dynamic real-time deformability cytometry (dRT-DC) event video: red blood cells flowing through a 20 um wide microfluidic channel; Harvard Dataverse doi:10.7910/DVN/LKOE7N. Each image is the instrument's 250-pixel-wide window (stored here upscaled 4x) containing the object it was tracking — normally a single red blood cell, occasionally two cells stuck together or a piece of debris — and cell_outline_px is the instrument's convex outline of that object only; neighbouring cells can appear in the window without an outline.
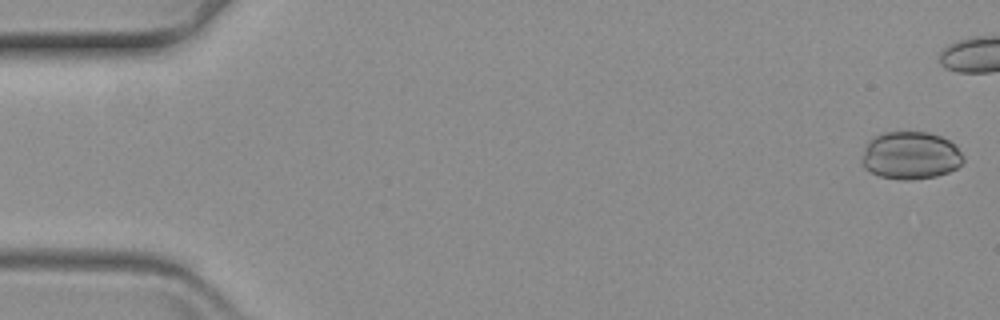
{"species": "common noctule bat (a hibernating species)", "species_latin": "Nyctalus noctula", "temperature_condition": "warm", "stored_images_in_passage": 49, "camera_frame_rate_fps": 3000, "um_per_image_px": 0.085, "animal": {"sex": "female", "body_mass_g": 19.3, "forearm_length_mm": 54.1}, "frame": {"image": 1, "passage_image": 2, "time_ms": 0.333, "image_size_px": [1000, 320], "cell_outline_px": [[964, 160], [956, 168], [948, 172], [936, 176], [912, 180], [900, 180], [880, 176], [864, 168], [860, 160], [864, 148], [868, 140], [872, 136], [884, 132], [928, 132], [940, 136], [948, 140], [964, 156]], "centroid_in_image_um": [77.34, 13.21], "position_along_channel_um": 7.7, "area_um2": 28.32}}
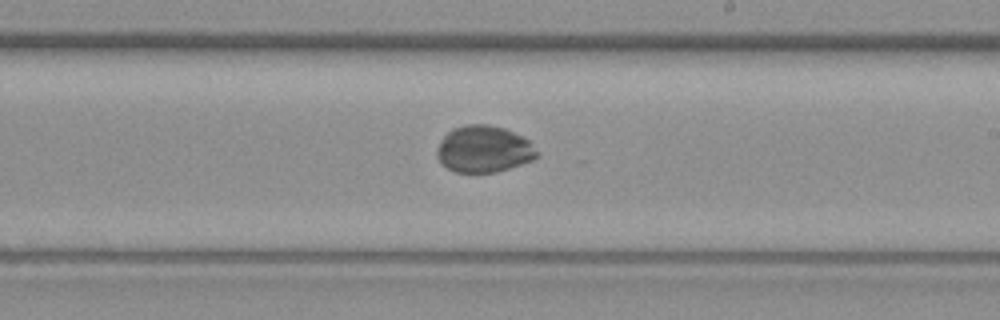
{"frame": {"image": 2, "passage_image": 36, "time_ms": 11.667, "image_size_px": [1000, 320], "cell_outline_px": [[540, 156], [532, 160], [496, 172], [456, 172], [448, 168], [436, 156], [436, 152], [440, 140], [452, 128], [464, 124], [488, 124], [504, 128], [524, 136], [540, 152]], "centroid_in_image_um": [41.15, 12.65], "position_along_channel_um": 247.9, "area_um2": 27.34}}
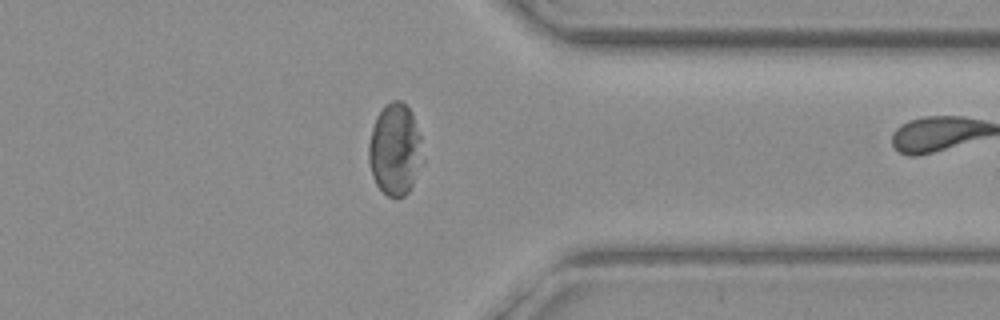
{"frame": {"image": 3, "passage_image": 48, "time_ms": 15.667, "image_size_px": [1000, 320], "cell_outline_px": [[424, 164], [408, 192], [404, 196], [388, 196], [376, 184], [372, 176], [368, 160], [368, 144], [372, 128], [376, 116], [384, 104], [392, 100], [400, 100], [412, 112], [420, 136], [424, 160]], "centroid_in_image_um": [33.58, 12.7], "position_along_channel_um": 377.8, "area_um2": 29.25}}